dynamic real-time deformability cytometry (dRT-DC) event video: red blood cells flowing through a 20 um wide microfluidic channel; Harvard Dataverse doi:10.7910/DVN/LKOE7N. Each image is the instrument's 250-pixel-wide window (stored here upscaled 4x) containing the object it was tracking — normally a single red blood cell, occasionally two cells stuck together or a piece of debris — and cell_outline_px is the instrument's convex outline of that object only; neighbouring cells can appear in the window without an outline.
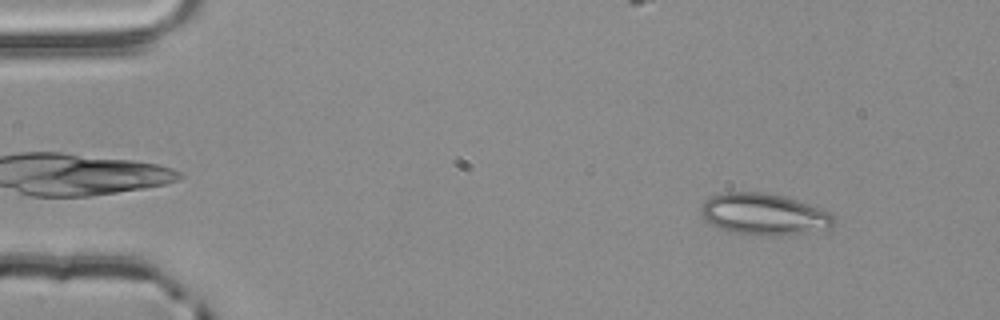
{"species": "common noctule bat (a hibernating species)", "species_latin": "Nyctalus noctula", "temperature_condition": "room temperature", "stored_images_in_passage": 54, "camera_frame_rate_fps": 3000, "um_per_image_px": 0.085, "animal": {"sex": "male", "body_mass_g": 20.4}, "frame": {"image": 1, "passage_image": 6, "time_ms": 1.667, "image_size_px": [1000, 320], "cell_outline_px": [[836, 220], [832, 228], [808, 232], [776, 236], [756, 236], [736, 232], [720, 228], [704, 220], [700, 212], [700, 208], [704, 200], [712, 196], [724, 192], [764, 192], [784, 196], [832, 212]], "centroid_in_image_um": [64.96, 18.21], "position_along_channel_um": 20.0, "area_um2": 32.43}}
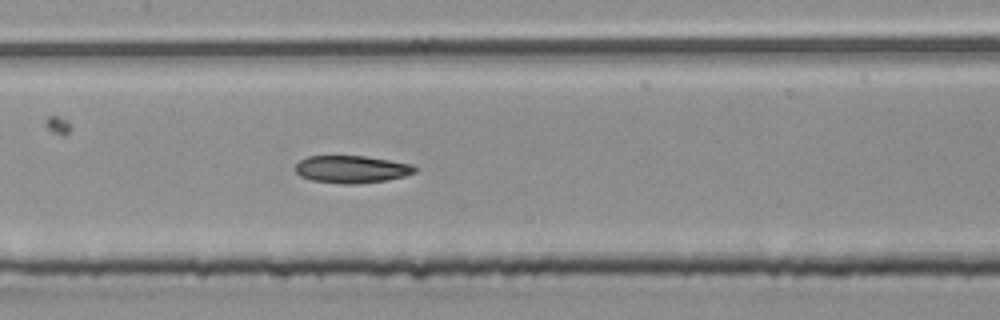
{"frame": {"image": 2, "passage_image": 26, "time_ms": 8.333, "image_size_px": [1000, 320], "cell_outline_px": [[416, 172], [404, 176], [384, 180], [356, 184], [340, 184], [312, 180], [300, 176], [296, 172], [296, 164], [300, 160], [308, 156], [364, 156], [412, 164], [416, 168]], "centroid_in_image_um": [29.87, 14.39], "position_along_channel_um": 177.5, "area_um2": 18.96}}
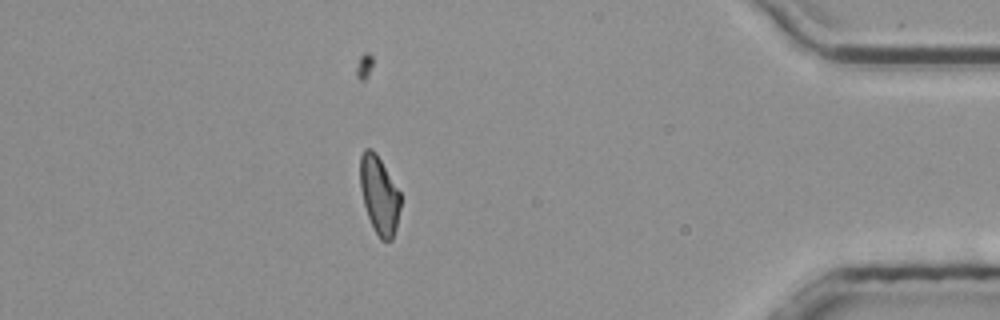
{"frame": {"image": 3, "passage_image": 47, "time_ms": 15.333, "image_size_px": [1000, 320], "cell_outline_px": [[400, 208], [396, 228], [392, 240], [380, 240], [368, 216], [364, 204], [360, 188], [360, 156], [364, 148], [372, 148], [376, 152], [400, 192]], "centroid_in_image_um": [32.23, 16.55], "position_along_channel_um": 403.0, "area_um2": 18.26}, "authors_computed_cell_mechanics": {"area_um2": 19.2763, "velocity_mm_per_s": 3.8768, "shape_relaxation_time_tau1_ms": null, "shape_relaxation_time_tau2_ms": 5.7818, "deformation_change_tau1": null, "deformation_change_tau2": 0.1344}}